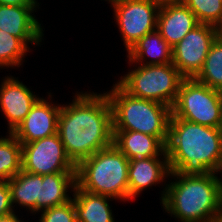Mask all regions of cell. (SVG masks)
I'll return each mask as SVG.
<instances>
[{"mask_svg": "<svg viewBox=\"0 0 222 222\" xmlns=\"http://www.w3.org/2000/svg\"><path fill=\"white\" fill-rule=\"evenodd\" d=\"M162 157L163 161L159 159V156L129 160V200H133L147 187L163 182L164 177L170 176L171 170L167 155Z\"/></svg>", "mask_w": 222, "mask_h": 222, "instance_id": "cell-15", "label": "cell"}, {"mask_svg": "<svg viewBox=\"0 0 222 222\" xmlns=\"http://www.w3.org/2000/svg\"><path fill=\"white\" fill-rule=\"evenodd\" d=\"M36 0H0V5L10 6H38Z\"/></svg>", "mask_w": 222, "mask_h": 222, "instance_id": "cell-27", "label": "cell"}, {"mask_svg": "<svg viewBox=\"0 0 222 222\" xmlns=\"http://www.w3.org/2000/svg\"><path fill=\"white\" fill-rule=\"evenodd\" d=\"M184 77L172 64L141 65L117 83L130 95L172 108Z\"/></svg>", "mask_w": 222, "mask_h": 222, "instance_id": "cell-6", "label": "cell"}, {"mask_svg": "<svg viewBox=\"0 0 222 222\" xmlns=\"http://www.w3.org/2000/svg\"><path fill=\"white\" fill-rule=\"evenodd\" d=\"M60 109L61 105L39 98L12 134L20 143H31L58 133Z\"/></svg>", "mask_w": 222, "mask_h": 222, "instance_id": "cell-11", "label": "cell"}, {"mask_svg": "<svg viewBox=\"0 0 222 222\" xmlns=\"http://www.w3.org/2000/svg\"><path fill=\"white\" fill-rule=\"evenodd\" d=\"M58 134L65 151L77 166L113 144L112 111L106 93H80L73 103L62 105Z\"/></svg>", "mask_w": 222, "mask_h": 222, "instance_id": "cell-1", "label": "cell"}, {"mask_svg": "<svg viewBox=\"0 0 222 222\" xmlns=\"http://www.w3.org/2000/svg\"><path fill=\"white\" fill-rule=\"evenodd\" d=\"M171 111V118L222 127V93L195 78H184Z\"/></svg>", "mask_w": 222, "mask_h": 222, "instance_id": "cell-7", "label": "cell"}, {"mask_svg": "<svg viewBox=\"0 0 222 222\" xmlns=\"http://www.w3.org/2000/svg\"><path fill=\"white\" fill-rule=\"evenodd\" d=\"M113 144L129 160L166 155V144L160 138L137 131L113 130Z\"/></svg>", "mask_w": 222, "mask_h": 222, "instance_id": "cell-16", "label": "cell"}, {"mask_svg": "<svg viewBox=\"0 0 222 222\" xmlns=\"http://www.w3.org/2000/svg\"><path fill=\"white\" fill-rule=\"evenodd\" d=\"M107 1L111 2V4H113L114 2L121 1V0H107Z\"/></svg>", "mask_w": 222, "mask_h": 222, "instance_id": "cell-32", "label": "cell"}, {"mask_svg": "<svg viewBox=\"0 0 222 222\" xmlns=\"http://www.w3.org/2000/svg\"><path fill=\"white\" fill-rule=\"evenodd\" d=\"M221 170H222V160H221V164H220V172H222Z\"/></svg>", "mask_w": 222, "mask_h": 222, "instance_id": "cell-33", "label": "cell"}, {"mask_svg": "<svg viewBox=\"0 0 222 222\" xmlns=\"http://www.w3.org/2000/svg\"><path fill=\"white\" fill-rule=\"evenodd\" d=\"M216 38L222 42V20L215 26Z\"/></svg>", "mask_w": 222, "mask_h": 222, "instance_id": "cell-29", "label": "cell"}, {"mask_svg": "<svg viewBox=\"0 0 222 222\" xmlns=\"http://www.w3.org/2000/svg\"><path fill=\"white\" fill-rule=\"evenodd\" d=\"M126 50L156 30L160 3L157 0H121L111 4Z\"/></svg>", "mask_w": 222, "mask_h": 222, "instance_id": "cell-9", "label": "cell"}, {"mask_svg": "<svg viewBox=\"0 0 222 222\" xmlns=\"http://www.w3.org/2000/svg\"><path fill=\"white\" fill-rule=\"evenodd\" d=\"M39 222H77L74 200L42 210Z\"/></svg>", "mask_w": 222, "mask_h": 222, "instance_id": "cell-25", "label": "cell"}, {"mask_svg": "<svg viewBox=\"0 0 222 222\" xmlns=\"http://www.w3.org/2000/svg\"><path fill=\"white\" fill-rule=\"evenodd\" d=\"M195 79L210 88L222 92V42L217 38L212 43L203 68Z\"/></svg>", "mask_w": 222, "mask_h": 222, "instance_id": "cell-22", "label": "cell"}, {"mask_svg": "<svg viewBox=\"0 0 222 222\" xmlns=\"http://www.w3.org/2000/svg\"><path fill=\"white\" fill-rule=\"evenodd\" d=\"M22 145V170L47 175L76 172V165L68 157L58 133Z\"/></svg>", "mask_w": 222, "mask_h": 222, "instance_id": "cell-8", "label": "cell"}, {"mask_svg": "<svg viewBox=\"0 0 222 222\" xmlns=\"http://www.w3.org/2000/svg\"><path fill=\"white\" fill-rule=\"evenodd\" d=\"M28 50L19 38L0 29V67H19Z\"/></svg>", "mask_w": 222, "mask_h": 222, "instance_id": "cell-23", "label": "cell"}, {"mask_svg": "<svg viewBox=\"0 0 222 222\" xmlns=\"http://www.w3.org/2000/svg\"><path fill=\"white\" fill-rule=\"evenodd\" d=\"M22 145L9 133L0 138V181H8L22 170Z\"/></svg>", "mask_w": 222, "mask_h": 222, "instance_id": "cell-21", "label": "cell"}, {"mask_svg": "<svg viewBox=\"0 0 222 222\" xmlns=\"http://www.w3.org/2000/svg\"><path fill=\"white\" fill-rule=\"evenodd\" d=\"M18 216L15 215V213H11L5 216L0 217V222H22L17 218Z\"/></svg>", "mask_w": 222, "mask_h": 222, "instance_id": "cell-28", "label": "cell"}, {"mask_svg": "<svg viewBox=\"0 0 222 222\" xmlns=\"http://www.w3.org/2000/svg\"><path fill=\"white\" fill-rule=\"evenodd\" d=\"M40 182H42V175L27 173L23 170L8 180L12 207L14 203H17L33 213L36 212Z\"/></svg>", "mask_w": 222, "mask_h": 222, "instance_id": "cell-20", "label": "cell"}, {"mask_svg": "<svg viewBox=\"0 0 222 222\" xmlns=\"http://www.w3.org/2000/svg\"><path fill=\"white\" fill-rule=\"evenodd\" d=\"M215 174L171 171L177 180L165 187L163 208L181 222H219L221 179Z\"/></svg>", "mask_w": 222, "mask_h": 222, "instance_id": "cell-3", "label": "cell"}, {"mask_svg": "<svg viewBox=\"0 0 222 222\" xmlns=\"http://www.w3.org/2000/svg\"><path fill=\"white\" fill-rule=\"evenodd\" d=\"M129 159L114 145L76 166V185L87 192L129 200Z\"/></svg>", "mask_w": 222, "mask_h": 222, "instance_id": "cell-5", "label": "cell"}, {"mask_svg": "<svg viewBox=\"0 0 222 222\" xmlns=\"http://www.w3.org/2000/svg\"><path fill=\"white\" fill-rule=\"evenodd\" d=\"M73 189L77 222H114L108 203L112 197L87 192L77 185Z\"/></svg>", "mask_w": 222, "mask_h": 222, "instance_id": "cell-18", "label": "cell"}, {"mask_svg": "<svg viewBox=\"0 0 222 222\" xmlns=\"http://www.w3.org/2000/svg\"><path fill=\"white\" fill-rule=\"evenodd\" d=\"M160 4L166 2H183L184 0H157Z\"/></svg>", "mask_w": 222, "mask_h": 222, "instance_id": "cell-31", "label": "cell"}, {"mask_svg": "<svg viewBox=\"0 0 222 222\" xmlns=\"http://www.w3.org/2000/svg\"><path fill=\"white\" fill-rule=\"evenodd\" d=\"M199 24L194 13L183 2H166L160 5L156 30L173 47Z\"/></svg>", "mask_w": 222, "mask_h": 222, "instance_id": "cell-12", "label": "cell"}, {"mask_svg": "<svg viewBox=\"0 0 222 222\" xmlns=\"http://www.w3.org/2000/svg\"><path fill=\"white\" fill-rule=\"evenodd\" d=\"M220 221H222V180L220 184Z\"/></svg>", "mask_w": 222, "mask_h": 222, "instance_id": "cell-30", "label": "cell"}, {"mask_svg": "<svg viewBox=\"0 0 222 222\" xmlns=\"http://www.w3.org/2000/svg\"><path fill=\"white\" fill-rule=\"evenodd\" d=\"M215 39V26L200 23L172 47V64L184 78H195L202 70Z\"/></svg>", "mask_w": 222, "mask_h": 222, "instance_id": "cell-10", "label": "cell"}, {"mask_svg": "<svg viewBox=\"0 0 222 222\" xmlns=\"http://www.w3.org/2000/svg\"><path fill=\"white\" fill-rule=\"evenodd\" d=\"M76 185V172H58L42 176L36 212L67 203L72 198L67 190Z\"/></svg>", "mask_w": 222, "mask_h": 222, "instance_id": "cell-17", "label": "cell"}, {"mask_svg": "<svg viewBox=\"0 0 222 222\" xmlns=\"http://www.w3.org/2000/svg\"><path fill=\"white\" fill-rule=\"evenodd\" d=\"M36 7L0 5V29L19 38L27 47L28 42L39 44L44 34L32 15Z\"/></svg>", "mask_w": 222, "mask_h": 222, "instance_id": "cell-14", "label": "cell"}, {"mask_svg": "<svg viewBox=\"0 0 222 222\" xmlns=\"http://www.w3.org/2000/svg\"><path fill=\"white\" fill-rule=\"evenodd\" d=\"M8 181H0V217L14 212Z\"/></svg>", "mask_w": 222, "mask_h": 222, "instance_id": "cell-26", "label": "cell"}, {"mask_svg": "<svg viewBox=\"0 0 222 222\" xmlns=\"http://www.w3.org/2000/svg\"><path fill=\"white\" fill-rule=\"evenodd\" d=\"M166 155L171 171L218 173L222 129L170 118Z\"/></svg>", "mask_w": 222, "mask_h": 222, "instance_id": "cell-2", "label": "cell"}, {"mask_svg": "<svg viewBox=\"0 0 222 222\" xmlns=\"http://www.w3.org/2000/svg\"><path fill=\"white\" fill-rule=\"evenodd\" d=\"M199 23L216 26L222 20V0H184Z\"/></svg>", "mask_w": 222, "mask_h": 222, "instance_id": "cell-24", "label": "cell"}, {"mask_svg": "<svg viewBox=\"0 0 222 222\" xmlns=\"http://www.w3.org/2000/svg\"><path fill=\"white\" fill-rule=\"evenodd\" d=\"M146 56L151 57L146 63L142 60ZM129 61L131 64L142 62L141 65H162L172 63V47L163 39L160 33L155 30L142 37L128 51Z\"/></svg>", "mask_w": 222, "mask_h": 222, "instance_id": "cell-19", "label": "cell"}, {"mask_svg": "<svg viewBox=\"0 0 222 222\" xmlns=\"http://www.w3.org/2000/svg\"><path fill=\"white\" fill-rule=\"evenodd\" d=\"M112 111L113 130L137 131L168 140L171 107L152 100L134 97L118 83L106 92Z\"/></svg>", "mask_w": 222, "mask_h": 222, "instance_id": "cell-4", "label": "cell"}, {"mask_svg": "<svg viewBox=\"0 0 222 222\" xmlns=\"http://www.w3.org/2000/svg\"><path fill=\"white\" fill-rule=\"evenodd\" d=\"M0 88V108L8 120L9 133L26 118L36 97L26 85L14 77H5Z\"/></svg>", "mask_w": 222, "mask_h": 222, "instance_id": "cell-13", "label": "cell"}]
</instances>
